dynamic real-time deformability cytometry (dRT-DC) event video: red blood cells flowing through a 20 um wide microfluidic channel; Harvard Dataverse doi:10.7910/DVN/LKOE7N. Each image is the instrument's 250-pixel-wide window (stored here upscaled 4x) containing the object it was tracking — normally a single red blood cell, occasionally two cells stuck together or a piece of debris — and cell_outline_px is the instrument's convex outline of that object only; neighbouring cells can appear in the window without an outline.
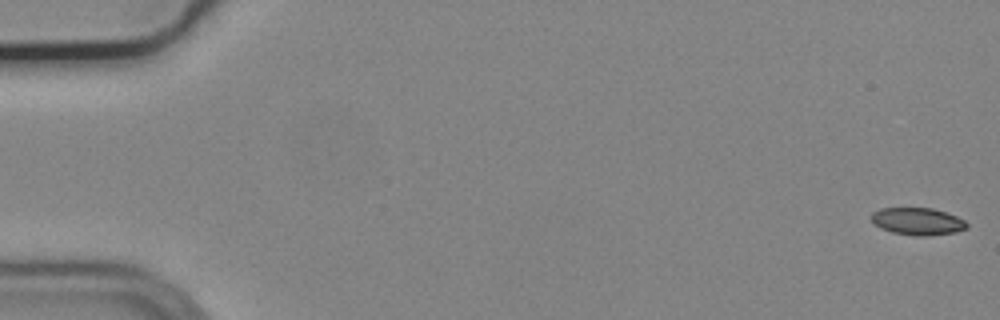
{"species": "common noctule bat (a hibernating species)", "species_latin": "Nyctalus noctula", "temperature_condition": "cold", "stored_images_in_passage": 56, "camera_frame_rate_fps": 3000, "um_per_image_px": 0.085, "animal": {"sex": "male", "body_mass_g": 19.2, "forearm_length_mm": 51.8}, "frame": {"image": 1, "passage_image": 1, "time_ms": 0.0, "image_size_px": [1000, 320], "cell_outline_px": [[968, 228], [956, 232], [928, 236], [916, 236], [892, 232], [880, 228], [872, 220], [872, 212], [880, 208], [932, 208], [956, 216], [964, 220], [968, 224]], "centroid_in_image_um": [78.01, 18.82], "position_along_channel_um": 7.0, "area_um2": 15.14}}
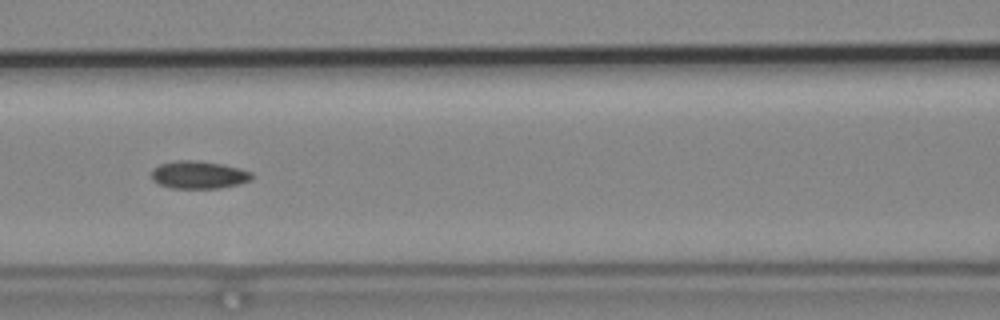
{"frame": {"image": 2, "passage_image": 25, "time_ms": 8.0, "image_size_px": [1000, 320], "cell_outline_px": [[252, 180], [240, 184], [220, 188], [172, 188], [160, 184], [152, 180], [152, 168], [160, 164], [176, 160], [196, 160], [224, 164], [252, 172]], "centroid_in_image_um": [16.9, 14.85], "position_along_channel_um": 149.7, "area_um2": 16.3}}
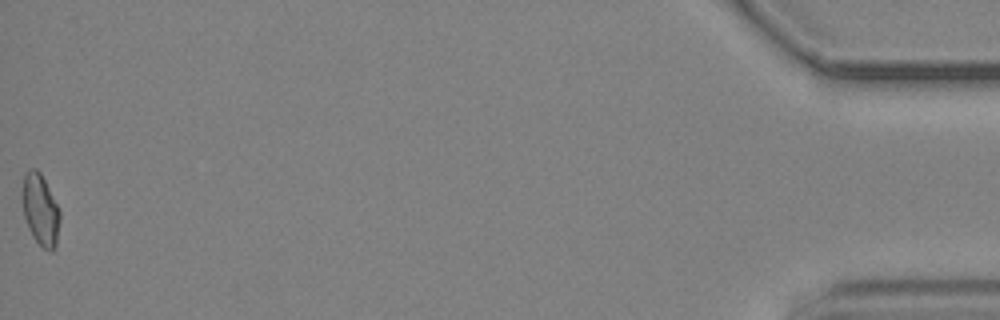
{"frame": {"image": 3, "passage_image": 56, "time_ms": 18.333, "image_size_px": [1000, 320], "cell_outline_px": [[60, 220], [56, 244], [52, 252], [48, 252], [32, 236], [28, 228], [24, 216], [20, 196], [20, 192], [24, 172], [28, 168], [36, 168], [40, 172], [60, 212]], "centroid_in_image_um": [3.38, 17.8], "position_along_channel_um": 431.8, "area_um2": 15.9}, "authors_computed_cell_mechanics": {"area_um2": 15.7216, "velocity_mm_per_s": 3.7109, "shape_relaxation_time_tau1_ms": null, "shape_relaxation_time_tau2_ms": 4.2648, "deformation_change_tau1": null, "deformation_change_tau2": 0.1054}}